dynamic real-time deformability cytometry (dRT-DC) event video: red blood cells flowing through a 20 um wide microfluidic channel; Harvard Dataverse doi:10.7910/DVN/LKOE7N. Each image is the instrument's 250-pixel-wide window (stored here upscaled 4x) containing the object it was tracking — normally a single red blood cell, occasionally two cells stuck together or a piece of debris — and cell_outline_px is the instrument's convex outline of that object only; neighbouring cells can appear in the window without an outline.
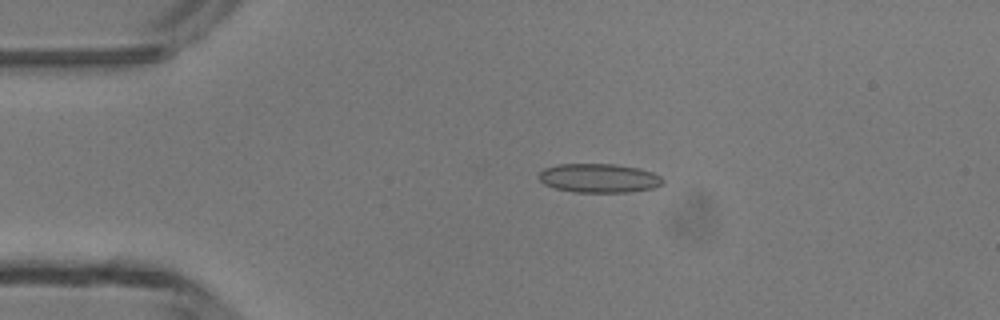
{"species": "common noctule bat (a hibernating species)", "species_latin": "Nyctalus noctula", "temperature_condition": "room temperature", "stored_images_in_passage": 3, "camera_frame_rate_fps": 3000, "um_per_image_px": 0.085, "animal": {"sex": "male", "body_mass_g": 13.3}, "frame": {"image": 1, "passage_image": 2, "time_ms": 1.0, "image_size_px": [1000, 320], "cell_outline_px": [[664, 184], [652, 188], [628, 192], [572, 192], [556, 188], [544, 184], [536, 176], [544, 168], [560, 164], [616, 164], [640, 168], [652, 172], [660, 176], [664, 180]], "centroid_in_image_um": [50.91, 15.14], "position_along_channel_um": 34.1, "area_um2": 21.04}}